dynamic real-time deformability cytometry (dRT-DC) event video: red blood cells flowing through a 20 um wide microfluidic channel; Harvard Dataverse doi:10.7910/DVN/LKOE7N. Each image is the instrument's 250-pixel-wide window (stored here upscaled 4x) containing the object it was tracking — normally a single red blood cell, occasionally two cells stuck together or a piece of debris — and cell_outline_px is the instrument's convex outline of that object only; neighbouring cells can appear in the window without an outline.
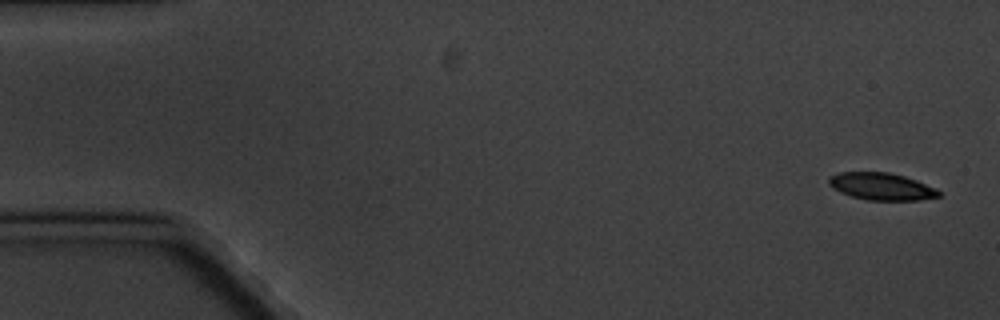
{"species": "common noctule bat (a hibernating species)", "species_latin": "Nyctalus noctula", "temperature_condition": "cold", "stored_images_in_passage": 7, "camera_frame_rate_fps": 3000, "um_per_image_px": 0.085, "animal": {"sex": "male", "body_mass_g": 20.1, "forearm_length_mm": 53.5}, "frame": {"image": 1, "passage_image": 1, "time_ms": 0.0, "image_size_px": [1000, 320], "cell_outline_px": [[940, 196], [920, 200], [868, 200], [852, 196], [840, 192], [832, 188], [828, 184], [828, 176], [840, 172], [888, 172], [904, 176], [916, 180], [936, 188], [940, 192]], "centroid_in_image_um": [74.9, 15.84], "position_along_channel_um": 10.1, "area_um2": 17.46}}